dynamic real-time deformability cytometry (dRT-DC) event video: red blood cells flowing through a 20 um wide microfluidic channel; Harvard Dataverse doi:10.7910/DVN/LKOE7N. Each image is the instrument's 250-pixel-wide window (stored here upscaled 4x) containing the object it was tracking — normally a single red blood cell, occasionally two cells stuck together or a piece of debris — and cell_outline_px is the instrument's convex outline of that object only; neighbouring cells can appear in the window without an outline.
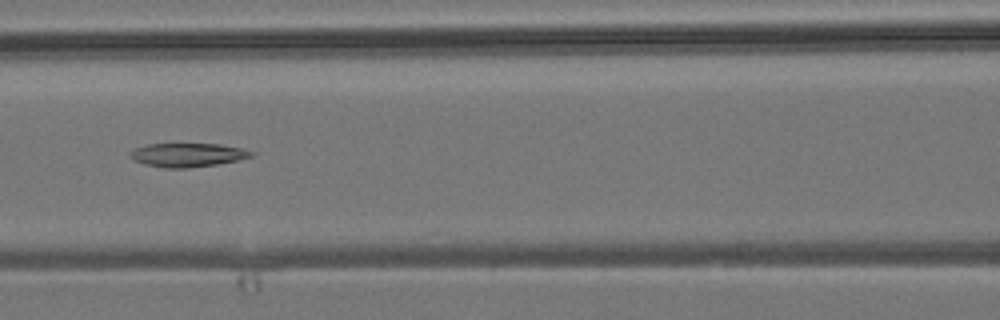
{"species": "common noctule bat (a hibernating species)", "species_latin": "Nyctalus noctula", "temperature_condition": "room temperature", "stored_images_in_passage": 7, "camera_frame_rate_fps": 3000, "um_per_image_px": 0.085, "animal": {"sex": "male", "body_mass_g": 19.2, "forearm_length_mm": 51.8}, "frame": {"image": 1, "passage_image": 7, "time_ms": 7.0, "image_size_px": [1000, 320], "cell_outline_px": [[256, 152], [252, 156], [236, 160], [216, 164], [188, 168], [164, 168], [144, 164], [128, 156], [128, 152], [136, 148], [148, 144], [220, 144], [240, 148]], "centroid_in_image_um": [15.92, 13.17], "position_along_channel_um": 150.7, "area_um2": 16.65}}